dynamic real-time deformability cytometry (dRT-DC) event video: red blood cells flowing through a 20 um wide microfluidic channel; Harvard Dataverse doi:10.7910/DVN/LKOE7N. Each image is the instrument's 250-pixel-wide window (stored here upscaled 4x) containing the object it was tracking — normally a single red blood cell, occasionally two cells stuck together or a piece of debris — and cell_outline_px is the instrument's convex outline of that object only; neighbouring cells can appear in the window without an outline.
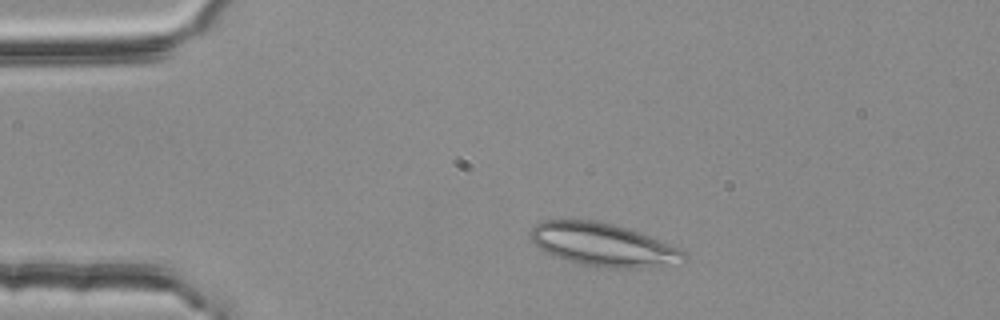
{"species": "common noctule bat (a hibernating species)", "species_latin": "Nyctalus noctula", "temperature_condition": "room temperature", "stored_images_in_passage": 41, "camera_frame_rate_fps": 3000, "um_per_image_px": 0.085, "animal": {"sex": "female", "body_mass_g": 25.1}, "frame": {"image": 1, "passage_image": 2, "time_ms": 0.333, "image_size_px": [1000, 320], "cell_outline_px": [[688, 256], [684, 264], [636, 268], [608, 268], [580, 264], [552, 256], [544, 252], [528, 236], [528, 232], [540, 220], [596, 220], [628, 228], [680, 248]], "centroid_in_image_um": [51.28, 20.81], "position_along_channel_um": 33.7, "area_um2": 38.9}}
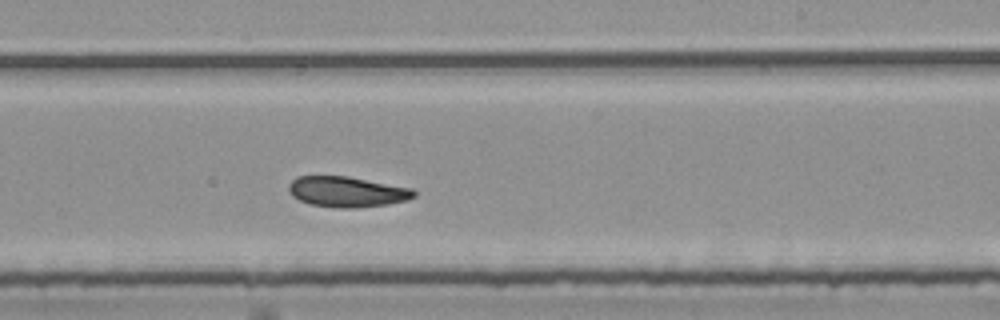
{"frame": {"image": 2, "passage_image": 24, "time_ms": 7.667, "image_size_px": [1000, 320], "cell_outline_px": [[416, 196], [408, 200], [388, 204], [356, 208], [336, 208], [312, 204], [300, 200], [292, 196], [288, 188], [288, 184], [296, 176], [348, 176], [412, 188], [416, 192]], "centroid_in_image_um": [29.51, 16.3], "position_along_channel_um": 259.5, "area_um2": 22.37}}
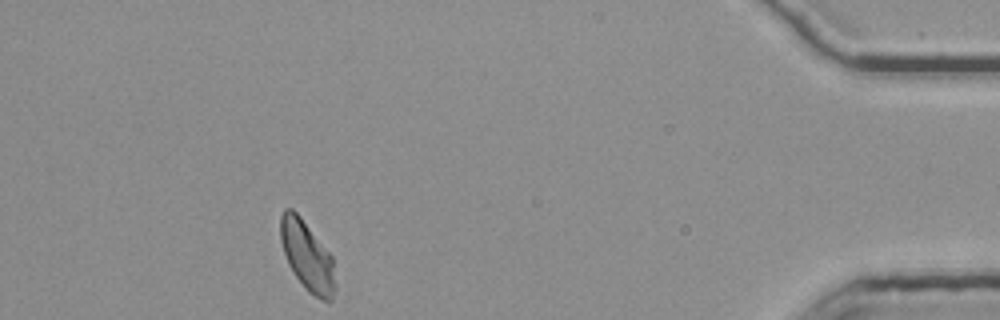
{"frame": {"image": 3, "passage_image": 41, "time_ms": 13.333, "image_size_px": [1000, 320], "cell_outline_px": [[336, 288], [332, 300], [328, 304], [308, 292], [304, 288], [288, 264], [280, 240], [280, 216], [284, 208], [292, 208], [300, 216], [332, 256], [336, 284]], "centroid_in_image_um": [26.12, 21.79], "position_along_channel_um": 409.1, "area_um2": 22.37}, "authors_computed_cell_mechanics": {"area_um2": 22.542, "velocity_mm_per_s": 3.697, "shape_relaxation_time_tau1_ms": 10.1469, "shape_relaxation_time_tau2_ms": null, "deformation_change_tau1": 0.1782, "deformation_change_tau2": null}}